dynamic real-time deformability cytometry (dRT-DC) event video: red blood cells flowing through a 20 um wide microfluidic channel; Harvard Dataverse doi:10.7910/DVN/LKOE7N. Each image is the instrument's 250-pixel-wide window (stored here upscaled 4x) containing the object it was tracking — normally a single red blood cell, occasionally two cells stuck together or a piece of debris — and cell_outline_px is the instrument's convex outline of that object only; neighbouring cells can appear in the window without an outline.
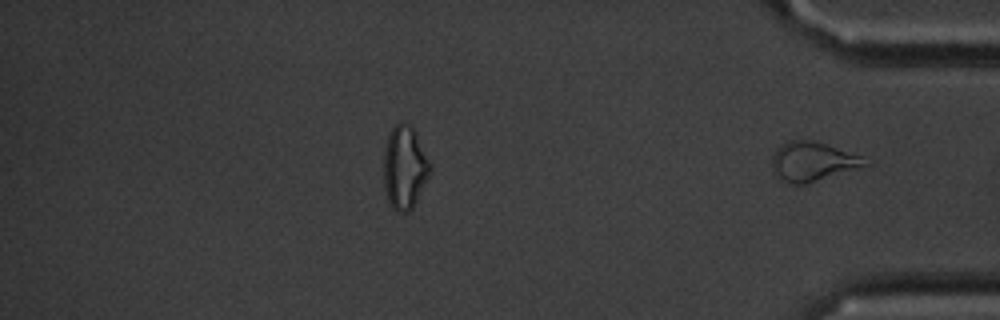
{"species": "common noctule bat (a hibernating species)", "species_latin": "Nyctalus noctula", "temperature_condition": "cold", "stored_images_in_passage": 48, "segment_of_instrument_passage": [2, 2], "camera_frame_rate_fps": 3000, "um_per_image_px": 0.085, "animal": {"sex": "male", "body_mass_g": 20.1, "forearm_length_mm": 53.5}, "frame": {"image": 1, "passage_image": 48, "time_ms": 15.667, "image_size_px": [1000, 320], "cell_outline_px": [[872, 164], [804, 184], [792, 184], [776, 176], [772, 172], [772, 156], [776, 148], [788, 140], [812, 140], [864, 156], [872, 160]], "centroid_in_image_um": [69.11, 13.72], "position_along_channel_um": 366.1, "area_um2": 21.39}}